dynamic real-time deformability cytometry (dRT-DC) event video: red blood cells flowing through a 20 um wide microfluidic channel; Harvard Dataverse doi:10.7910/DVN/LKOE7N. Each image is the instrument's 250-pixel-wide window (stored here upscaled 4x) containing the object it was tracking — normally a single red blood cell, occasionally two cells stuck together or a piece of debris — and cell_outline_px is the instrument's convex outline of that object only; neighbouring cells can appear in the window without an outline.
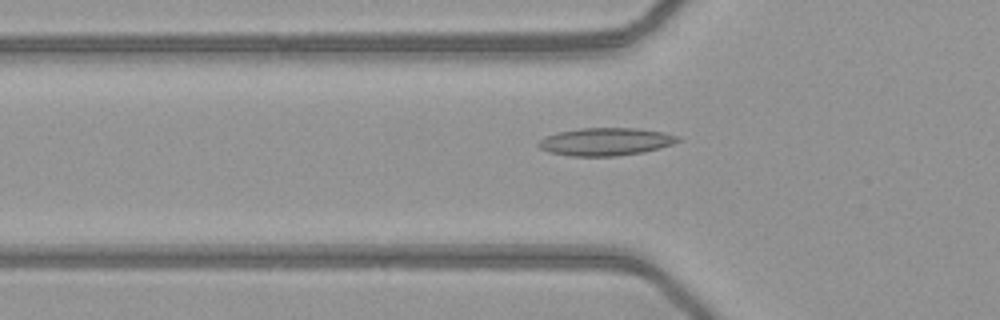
{"species": "common noctule bat (a hibernating species)", "species_latin": "Nyctalus noctula", "temperature_condition": "warm", "stored_images_in_passage": 50, "camera_frame_rate_fps": 3000, "um_per_image_px": 0.085, "animal": {"sex": "female", "body_mass_g": 21.9}, "frame": {"image": 1, "passage_image": 17, "time_ms": 5.333, "image_size_px": [1000, 320], "cell_outline_px": [[680, 140], [672, 144], [660, 148], [644, 152], [616, 156], [568, 156], [548, 152], [540, 148], [536, 144], [544, 136], [556, 132], [580, 128], [636, 128], [664, 132], [680, 136]], "centroid_in_image_um": [51.45, 12.04], "position_along_channel_um": 74.3, "area_um2": 22.77}}
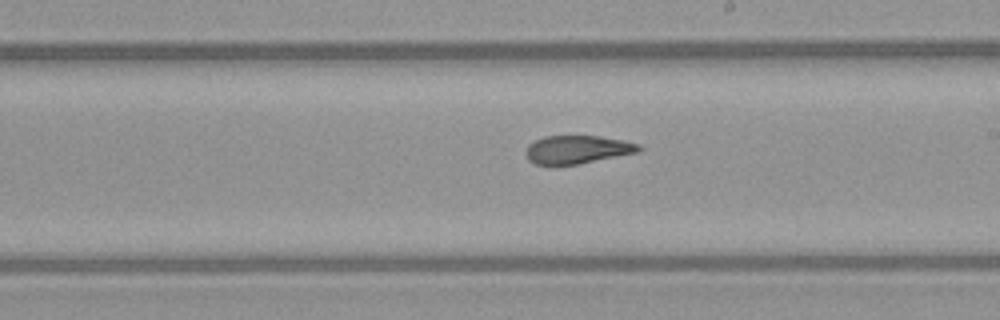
{"frame": {"image": 2, "passage_image": 29, "time_ms": 9.333, "image_size_px": [1000, 320], "cell_outline_px": [[644, 148], [640, 152], [580, 164], [536, 164], [528, 160], [524, 152], [528, 144], [544, 136], [600, 136], [640, 144]], "centroid_in_image_um": [49.09, 12.71], "position_along_channel_um": 239.9, "area_um2": 18.67}}
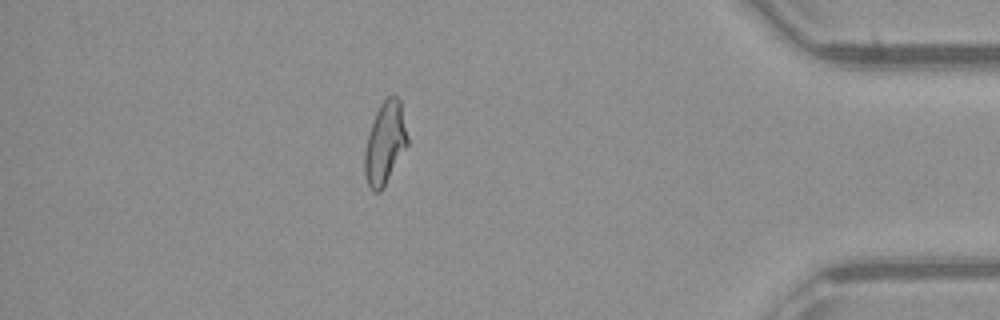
{"frame": {"image": 3, "passage_image": 44, "time_ms": 14.333, "image_size_px": [1000, 320], "cell_outline_px": [[408, 144], [384, 188], [380, 192], [372, 192], [364, 176], [364, 152], [368, 136], [376, 112], [380, 104], [388, 96], [396, 96], [400, 100], [408, 136]], "centroid_in_image_um": [32.72, 12.21], "position_along_channel_um": 402.5, "area_um2": 20.58}, "authors_computed_cell_mechanics": {"area_um2": 20.3745, "velocity_mm_per_s": 4.1018, "shape_relaxation_time_tau1_ms": null, "shape_relaxation_time_tau2_ms": 2.3446, "deformation_change_tau1": null, "deformation_change_tau2": 0.1024}}